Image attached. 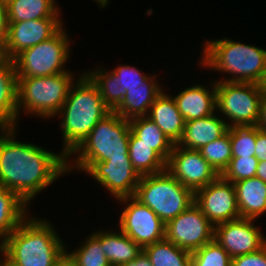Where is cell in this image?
I'll list each match as a JSON object with an SVG mask.
<instances>
[{"instance_id":"41","label":"cell","mask_w":266,"mask_h":266,"mask_svg":"<svg viewBox=\"0 0 266 266\" xmlns=\"http://www.w3.org/2000/svg\"><path fill=\"white\" fill-rule=\"evenodd\" d=\"M9 60L7 46H0V67L4 66Z\"/></svg>"},{"instance_id":"20","label":"cell","mask_w":266,"mask_h":266,"mask_svg":"<svg viewBox=\"0 0 266 266\" xmlns=\"http://www.w3.org/2000/svg\"><path fill=\"white\" fill-rule=\"evenodd\" d=\"M147 117L161 129L173 144H178L182 139L185 120L170 94L163 91L155 99Z\"/></svg>"},{"instance_id":"16","label":"cell","mask_w":266,"mask_h":266,"mask_svg":"<svg viewBox=\"0 0 266 266\" xmlns=\"http://www.w3.org/2000/svg\"><path fill=\"white\" fill-rule=\"evenodd\" d=\"M84 172L92 176L117 200L134 196L140 180L130 158L93 162Z\"/></svg>"},{"instance_id":"36","label":"cell","mask_w":266,"mask_h":266,"mask_svg":"<svg viewBox=\"0 0 266 266\" xmlns=\"http://www.w3.org/2000/svg\"><path fill=\"white\" fill-rule=\"evenodd\" d=\"M8 18L7 4L0 2V46H7Z\"/></svg>"},{"instance_id":"6","label":"cell","mask_w":266,"mask_h":266,"mask_svg":"<svg viewBox=\"0 0 266 266\" xmlns=\"http://www.w3.org/2000/svg\"><path fill=\"white\" fill-rule=\"evenodd\" d=\"M73 72L52 76L17 77V112L34 115L41 119L55 118L62 108L71 85L75 82ZM22 110V111H21Z\"/></svg>"},{"instance_id":"9","label":"cell","mask_w":266,"mask_h":266,"mask_svg":"<svg viewBox=\"0 0 266 266\" xmlns=\"http://www.w3.org/2000/svg\"><path fill=\"white\" fill-rule=\"evenodd\" d=\"M215 83L216 112L226 116L228 127L256 126L263 94L261 86L243 82Z\"/></svg>"},{"instance_id":"21","label":"cell","mask_w":266,"mask_h":266,"mask_svg":"<svg viewBox=\"0 0 266 266\" xmlns=\"http://www.w3.org/2000/svg\"><path fill=\"white\" fill-rule=\"evenodd\" d=\"M154 75L149 76L139 88L127 90L126 96L114 112L128 120L147 116L155 99L164 91L155 78L156 73Z\"/></svg>"},{"instance_id":"31","label":"cell","mask_w":266,"mask_h":266,"mask_svg":"<svg viewBox=\"0 0 266 266\" xmlns=\"http://www.w3.org/2000/svg\"><path fill=\"white\" fill-rule=\"evenodd\" d=\"M204 159L221 174L232 159L230 128L228 132L199 149Z\"/></svg>"},{"instance_id":"34","label":"cell","mask_w":266,"mask_h":266,"mask_svg":"<svg viewBox=\"0 0 266 266\" xmlns=\"http://www.w3.org/2000/svg\"><path fill=\"white\" fill-rule=\"evenodd\" d=\"M257 165L258 159L255 156L232 158L220 176L232 183L253 178L256 175Z\"/></svg>"},{"instance_id":"4","label":"cell","mask_w":266,"mask_h":266,"mask_svg":"<svg viewBox=\"0 0 266 266\" xmlns=\"http://www.w3.org/2000/svg\"><path fill=\"white\" fill-rule=\"evenodd\" d=\"M199 65L216 72L231 74L216 81L261 84L266 73V50L223 38L204 41Z\"/></svg>"},{"instance_id":"19","label":"cell","mask_w":266,"mask_h":266,"mask_svg":"<svg viewBox=\"0 0 266 266\" xmlns=\"http://www.w3.org/2000/svg\"><path fill=\"white\" fill-rule=\"evenodd\" d=\"M215 114L185 121L184 133L178 145L187 149L199 150L208 143L225 135L229 129L227 120Z\"/></svg>"},{"instance_id":"35","label":"cell","mask_w":266,"mask_h":266,"mask_svg":"<svg viewBox=\"0 0 266 266\" xmlns=\"http://www.w3.org/2000/svg\"><path fill=\"white\" fill-rule=\"evenodd\" d=\"M231 266H266V245L257 252L232 258Z\"/></svg>"},{"instance_id":"18","label":"cell","mask_w":266,"mask_h":266,"mask_svg":"<svg viewBox=\"0 0 266 266\" xmlns=\"http://www.w3.org/2000/svg\"><path fill=\"white\" fill-rule=\"evenodd\" d=\"M208 86L212 87L194 84L172 96L185 121L204 118L216 112L215 80L211 81Z\"/></svg>"},{"instance_id":"14","label":"cell","mask_w":266,"mask_h":266,"mask_svg":"<svg viewBox=\"0 0 266 266\" xmlns=\"http://www.w3.org/2000/svg\"><path fill=\"white\" fill-rule=\"evenodd\" d=\"M85 74L98 87L105 105L114 111L126 96L127 90L139 88L150 76L143 74L139 69L125 65H118L113 70L96 68L85 71Z\"/></svg>"},{"instance_id":"7","label":"cell","mask_w":266,"mask_h":266,"mask_svg":"<svg viewBox=\"0 0 266 266\" xmlns=\"http://www.w3.org/2000/svg\"><path fill=\"white\" fill-rule=\"evenodd\" d=\"M133 197L152 209L165 224L195 203V192L167 170L141 176Z\"/></svg>"},{"instance_id":"40","label":"cell","mask_w":266,"mask_h":266,"mask_svg":"<svg viewBox=\"0 0 266 266\" xmlns=\"http://www.w3.org/2000/svg\"><path fill=\"white\" fill-rule=\"evenodd\" d=\"M255 177L260 178L263 182L266 183V161L258 162Z\"/></svg>"},{"instance_id":"13","label":"cell","mask_w":266,"mask_h":266,"mask_svg":"<svg viewBox=\"0 0 266 266\" xmlns=\"http://www.w3.org/2000/svg\"><path fill=\"white\" fill-rule=\"evenodd\" d=\"M195 204L214 226L240 218L234 184L221 176L195 191Z\"/></svg>"},{"instance_id":"42","label":"cell","mask_w":266,"mask_h":266,"mask_svg":"<svg viewBox=\"0 0 266 266\" xmlns=\"http://www.w3.org/2000/svg\"><path fill=\"white\" fill-rule=\"evenodd\" d=\"M55 266H74L73 263L65 256L59 263Z\"/></svg>"},{"instance_id":"24","label":"cell","mask_w":266,"mask_h":266,"mask_svg":"<svg viewBox=\"0 0 266 266\" xmlns=\"http://www.w3.org/2000/svg\"><path fill=\"white\" fill-rule=\"evenodd\" d=\"M240 218L258 219L266 213V183L253 177L233 183ZM258 217V218H257Z\"/></svg>"},{"instance_id":"32","label":"cell","mask_w":266,"mask_h":266,"mask_svg":"<svg viewBox=\"0 0 266 266\" xmlns=\"http://www.w3.org/2000/svg\"><path fill=\"white\" fill-rule=\"evenodd\" d=\"M232 258L214 239L191 253V266H231Z\"/></svg>"},{"instance_id":"38","label":"cell","mask_w":266,"mask_h":266,"mask_svg":"<svg viewBox=\"0 0 266 266\" xmlns=\"http://www.w3.org/2000/svg\"><path fill=\"white\" fill-rule=\"evenodd\" d=\"M256 127L262 132L266 133V95L262 94L260 100L259 117L256 123Z\"/></svg>"},{"instance_id":"47","label":"cell","mask_w":266,"mask_h":266,"mask_svg":"<svg viewBox=\"0 0 266 266\" xmlns=\"http://www.w3.org/2000/svg\"><path fill=\"white\" fill-rule=\"evenodd\" d=\"M8 1H11V0H0V2H3V3H7Z\"/></svg>"},{"instance_id":"44","label":"cell","mask_w":266,"mask_h":266,"mask_svg":"<svg viewBox=\"0 0 266 266\" xmlns=\"http://www.w3.org/2000/svg\"><path fill=\"white\" fill-rule=\"evenodd\" d=\"M263 94L266 95V73L264 75V78L260 84Z\"/></svg>"},{"instance_id":"37","label":"cell","mask_w":266,"mask_h":266,"mask_svg":"<svg viewBox=\"0 0 266 266\" xmlns=\"http://www.w3.org/2000/svg\"><path fill=\"white\" fill-rule=\"evenodd\" d=\"M255 157L260 161H266V133L256 127Z\"/></svg>"},{"instance_id":"22","label":"cell","mask_w":266,"mask_h":266,"mask_svg":"<svg viewBox=\"0 0 266 266\" xmlns=\"http://www.w3.org/2000/svg\"><path fill=\"white\" fill-rule=\"evenodd\" d=\"M101 245L106 258L111 266H123L131 262L143 251V248L135 243L122 231L96 230L91 233Z\"/></svg>"},{"instance_id":"17","label":"cell","mask_w":266,"mask_h":266,"mask_svg":"<svg viewBox=\"0 0 266 266\" xmlns=\"http://www.w3.org/2000/svg\"><path fill=\"white\" fill-rule=\"evenodd\" d=\"M64 26L61 18L8 22L7 52L13 60L22 51L53 37Z\"/></svg>"},{"instance_id":"12","label":"cell","mask_w":266,"mask_h":266,"mask_svg":"<svg viewBox=\"0 0 266 266\" xmlns=\"http://www.w3.org/2000/svg\"><path fill=\"white\" fill-rule=\"evenodd\" d=\"M166 170L183 186L194 192L215 181L220 174L204 159L199 150L174 144Z\"/></svg>"},{"instance_id":"1","label":"cell","mask_w":266,"mask_h":266,"mask_svg":"<svg viewBox=\"0 0 266 266\" xmlns=\"http://www.w3.org/2000/svg\"><path fill=\"white\" fill-rule=\"evenodd\" d=\"M16 129H0V185L29 205L37 194L67 174V157L16 140Z\"/></svg>"},{"instance_id":"11","label":"cell","mask_w":266,"mask_h":266,"mask_svg":"<svg viewBox=\"0 0 266 266\" xmlns=\"http://www.w3.org/2000/svg\"><path fill=\"white\" fill-rule=\"evenodd\" d=\"M165 239L192 253L214 239V225L194 203L165 224Z\"/></svg>"},{"instance_id":"30","label":"cell","mask_w":266,"mask_h":266,"mask_svg":"<svg viewBox=\"0 0 266 266\" xmlns=\"http://www.w3.org/2000/svg\"><path fill=\"white\" fill-rule=\"evenodd\" d=\"M80 247L73 251H67L66 257L74 266H111L101 249L100 242L91 234Z\"/></svg>"},{"instance_id":"29","label":"cell","mask_w":266,"mask_h":266,"mask_svg":"<svg viewBox=\"0 0 266 266\" xmlns=\"http://www.w3.org/2000/svg\"><path fill=\"white\" fill-rule=\"evenodd\" d=\"M153 266H191V252L163 239L143 248Z\"/></svg>"},{"instance_id":"10","label":"cell","mask_w":266,"mask_h":266,"mask_svg":"<svg viewBox=\"0 0 266 266\" xmlns=\"http://www.w3.org/2000/svg\"><path fill=\"white\" fill-rule=\"evenodd\" d=\"M124 204L119 217V229L142 248L165 239V223L148 206L137 199L124 197L118 199Z\"/></svg>"},{"instance_id":"25","label":"cell","mask_w":266,"mask_h":266,"mask_svg":"<svg viewBox=\"0 0 266 266\" xmlns=\"http://www.w3.org/2000/svg\"><path fill=\"white\" fill-rule=\"evenodd\" d=\"M28 204L15 192L0 185V247L29 215Z\"/></svg>"},{"instance_id":"8","label":"cell","mask_w":266,"mask_h":266,"mask_svg":"<svg viewBox=\"0 0 266 266\" xmlns=\"http://www.w3.org/2000/svg\"><path fill=\"white\" fill-rule=\"evenodd\" d=\"M65 27H62L53 37L28 48L14 59L17 77H42L68 72L65 63L71 48Z\"/></svg>"},{"instance_id":"28","label":"cell","mask_w":266,"mask_h":266,"mask_svg":"<svg viewBox=\"0 0 266 266\" xmlns=\"http://www.w3.org/2000/svg\"><path fill=\"white\" fill-rule=\"evenodd\" d=\"M129 158L140 177L166 170V162L150 145L139 142V138L132 131L129 138Z\"/></svg>"},{"instance_id":"15","label":"cell","mask_w":266,"mask_h":266,"mask_svg":"<svg viewBox=\"0 0 266 266\" xmlns=\"http://www.w3.org/2000/svg\"><path fill=\"white\" fill-rule=\"evenodd\" d=\"M255 219L239 218L214 226V240L235 258L254 253L266 245L264 233L254 225Z\"/></svg>"},{"instance_id":"45","label":"cell","mask_w":266,"mask_h":266,"mask_svg":"<svg viewBox=\"0 0 266 266\" xmlns=\"http://www.w3.org/2000/svg\"><path fill=\"white\" fill-rule=\"evenodd\" d=\"M94 1H96L97 4L100 5L99 7L101 8H104L109 2V0H94Z\"/></svg>"},{"instance_id":"43","label":"cell","mask_w":266,"mask_h":266,"mask_svg":"<svg viewBox=\"0 0 266 266\" xmlns=\"http://www.w3.org/2000/svg\"><path fill=\"white\" fill-rule=\"evenodd\" d=\"M1 266H17L13 264L2 252V264Z\"/></svg>"},{"instance_id":"2","label":"cell","mask_w":266,"mask_h":266,"mask_svg":"<svg viewBox=\"0 0 266 266\" xmlns=\"http://www.w3.org/2000/svg\"><path fill=\"white\" fill-rule=\"evenodd\" d=\"M57 116L63 137L62 153L69 155L81 144L96 124L111 110L105 105L98 87L85 74L78 75ZM75 84V85H74Z\"/></svg>"},{"instance_id":"33","label":"cell","mask_w":266,"mask_h":266,"mask_svg":"<svg viewBox=\"0 0 266 266\" xmlns=\"http://www.w3.org/2000/svg\"><path fill=\"white\" fill-rule=\"evenodd\" d=\"M232 158L255 156L256 126L230 127Z\"/></svg>"},{"instance_id":"26","label":"cell","mask_w":266,"mask_h":266,"mask_svg":"<svg viewBox=\"0 0 266 266\" xmlns=\"http://www.w3.org/2000/svg\"><path fill=\"white\" fill-rule=\"evenodd\" d=\"M6 4L8 22L60 18L61 14L56 0H11Z\"/></svg>"},{"instance_id":"5","label":"cell","mask_w":266,"mask_h":266,"mask_svg":"<svg viewBox=\"0 0 266 266\" xmlns=\"http://www.w3.org/2000/svg\"><path fill=\"white\" fill-rule=\"evenodd\" d=\"M130 132V121L111 111L69 155L77 156L74 163L67 159V173L74 169L84 172L93 162L129 158Z\"/></svg>"},{"instance_id":"39","label":"cell","mask_w":266,"mask_h":266,"mask_svg":"<svg viewBox=\"0 0 266 266\" xmlns=\"http://www.w3.org/2000/svg\"><path fill=\"white\" fill-rule=\"evenodd\" d=\"M123 266H153L150 262L148 256L144 251H142L137 258L132 260L131 262L126 263Z\"/></svg>"},{"instance_id":"46","label":"cell","mask_w":266,"mask_h":266,"mask_svg":"<svg viewBox=\"0 0 266 266\" xmlns=\"http://www.w3.org/2000/svg\"><path fill=\"white\" fill-rule=\"evenodd\" d=\"M2 250H1V248H0V266H1V264H2Z\"/></svg>"},{"instance_id":"23","label":"cell","mask_w":266,"mask_h":266,"mask_svg":"<svg viewBox=\"0 0 266 266\" xmlns=\"http://www.w3.org/2000/svg\"><path fill=\"white\" fill-rule=\"evenodd\" d=\"M17 93L15 64L10 59L0 67V129H15L18 124Z\"/></svg>"},{"instance_id":"3","label":"cell","mask_w":266,"mask_h":266,"mask_svg":"<svg viewBox=\"0 0 266 266\" xmlns=\"http://www.w3.org/2000/svg\"><path fill=\"white\" fill-rule=\"evenodd\" d=\"M52 222L26 217L0 247L17 266H55L66 256L65 241Z\"/></svg>"},{"instance_id":"27","label":"cell","mask_w":266,"mask_h":266,"mask_svg":"<svg viewBox=\"0 0 266 266\" xmlns=\"http://www.w3.org/2000/svg\"><path fill=\"white\" fill-rule=\"evenodd\" d=\"M130 129L139 138V142L150 145L166 163L174 144L161 129L147 116L130 119Z\"/></svg>"}]
</instances>
